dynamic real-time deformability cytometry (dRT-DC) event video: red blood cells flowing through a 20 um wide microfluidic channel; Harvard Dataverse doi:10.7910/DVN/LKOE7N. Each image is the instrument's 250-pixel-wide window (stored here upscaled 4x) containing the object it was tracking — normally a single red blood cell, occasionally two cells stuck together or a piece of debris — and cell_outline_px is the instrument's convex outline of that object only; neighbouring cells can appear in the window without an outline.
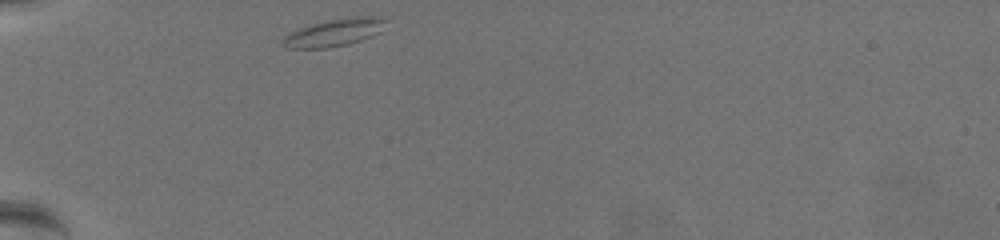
{"species": "common noctule bat (a hibernating species)", "species_latin": "Nyctalus noctula", "temperature_condition": "warm", "stored_images_in_passage": 34, "camera_frame_rate_fps": 3000, "um_per_image_px": 0.085, "animal": {"sex": "female", "body_mass_g": 19.5, "forearm_length_mm": 54.1}, "frame": {"image": 1, "passage_image": 1, "time_ms": 0.0, "image_size_px": [1000, 240], "cell_outline_px": [[388, 20], [380, 32], [372, 36], [348, 44], [328, 48], [284, 48], [280, 44], [280, 40], [284, 36], [296, 28], [312, 24], [352, 16], [380, 16]], "centroid_in_image_um": [28.38, 2.77], "position_along_channel_um": 56.6, "area_um2": 16.7}}
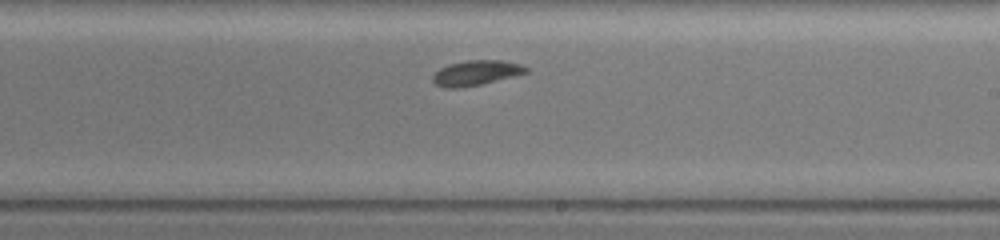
{"frame": {"image": 2, "passage_image": 20, "time_ms": 6.333, "image_size_px": [1000, 240], "cell_outline_px": [[528, 72], [480, 84], [456, 88], [448, 88], [436, 84], [432, 80], [432, 76], [440, 68], [448, 64], [464, 60], [504, 60], [520, 64], [528, 68]], "centroid_in_image_um": [40.45, 6.17], "position_along_channel_um": 248.6, "area_um2": 13.41}}
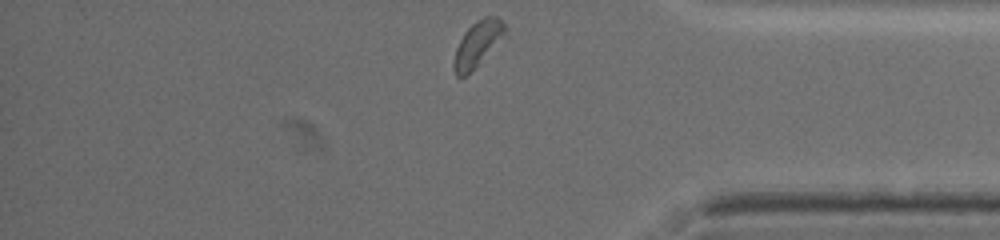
{"frame": {"image": 3, "passage_image": 34, "time_ms": 11.0, "image_size_px": [1000, 240], "cell_outline_px": [[508, 28], [476, 64], [464, 76], [456, 76], [452, 64], [456, 48], [464, 32], [476, 20], [484, 16], [496, 16]], "centroid_in_image_um": [40.53, 3.67], "position_along_channel_um": 394.7, "area_um2": 12.6}}